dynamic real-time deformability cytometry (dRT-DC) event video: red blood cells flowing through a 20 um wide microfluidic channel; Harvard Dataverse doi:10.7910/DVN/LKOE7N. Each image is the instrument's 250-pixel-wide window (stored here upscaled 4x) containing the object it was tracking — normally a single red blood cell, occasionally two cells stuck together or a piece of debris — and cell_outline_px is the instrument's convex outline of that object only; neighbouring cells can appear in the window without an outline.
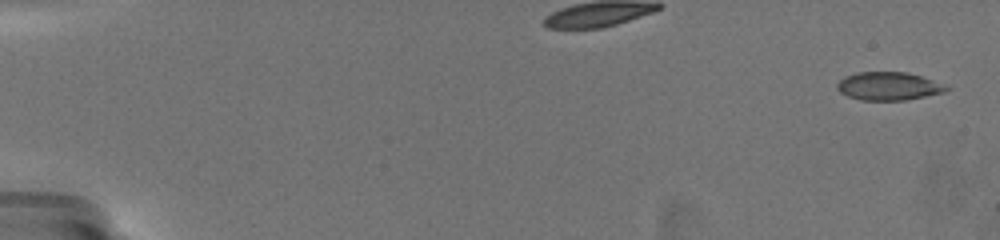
{"species": "common noctule bat (a hibernating species)", "species_latin": "Nyctalus noctula", "temperature_condition": "warm", "stored_images_in_passage": 32, "camera_frame_rate_fps": 3000, "um_per_image_px": 0.085, "animal": {"sex": "female", "body_mass_g": 19.5, "forearm_length_mm": 54.1}, "frame": {"image": 1, "passage_image": 1, "time_ms": 0.0, "image_size_px": [1000, 240], "cell_outline_px": [[948, 88], [944, 92], [904, 100], [860, 100], [848, 96], [840, 92], [836, 88], [836, 84], [844, 76], [856, 72], [904, 72], [920, 76]], "centroid_in_image_um": [75.41, 7.32], "position_along_channel_um": 9.6, "area_um2": 17.51}}
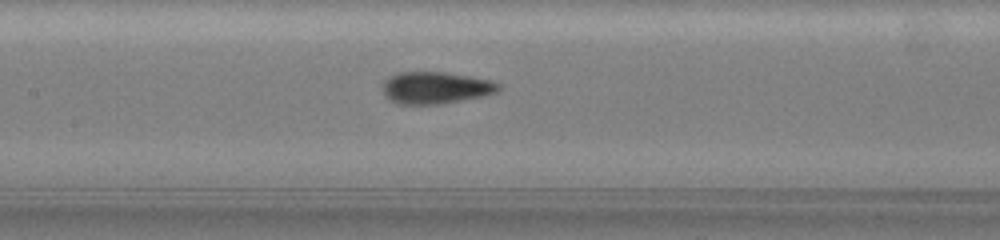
{"frame": {"image": 2, "passage_image": 17, "time_ms": 9.667, "image_size_px": [1000, 240], "cell_outline_px": [[500, 88], [496, 92], [484, 96], [440, 104], [396, 104], [388, 100], [384, 96], [384, 80], [388, 76], [400, 72], [444, 72], [468, 76], [488, 80], [500, 84]], "centroid_in_image_um": [36.98, 7.47], "position_along_channel_um": 170.4, "area_um2": 21.56}}
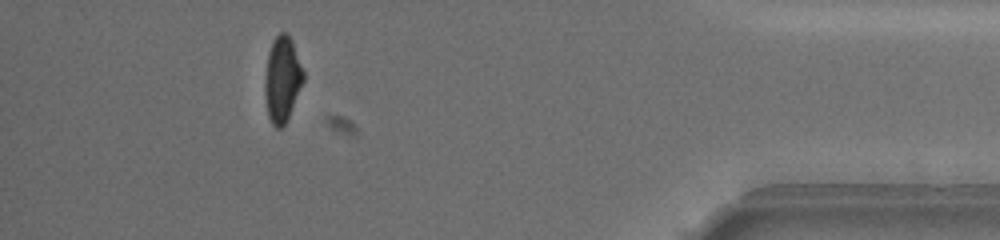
{"frame": {"image": 3, "passage_image": 30, "time_ms": 17.667, "image_size_px": [1000, 240], "cell_outline_px": [[304, 80], [288, 116], [284, 124], [280, 128], [276, 128], [272, 124], [268, 116], [264, 92], [264, 84], [268, 52], [272, 40], [280, 32], [288, 32], [292, 40], [304, 72]], "centroid_in_image_um": [23.98, 6.69], "position_along_channel_um": 411.2, "area_um2": 19.13}, "authors_computed_cell_mechanics": {"area_um2": 20.4323, "velocity_mm_per_s": 3.5783, "shape_relaxation_time_tau1_ms": 4.2192, "shape_relaxation_time_tau2_ms": 0.8387, "deformation_change_tau1": 0.1483, "deformation_change_tau2": 0.0468}}